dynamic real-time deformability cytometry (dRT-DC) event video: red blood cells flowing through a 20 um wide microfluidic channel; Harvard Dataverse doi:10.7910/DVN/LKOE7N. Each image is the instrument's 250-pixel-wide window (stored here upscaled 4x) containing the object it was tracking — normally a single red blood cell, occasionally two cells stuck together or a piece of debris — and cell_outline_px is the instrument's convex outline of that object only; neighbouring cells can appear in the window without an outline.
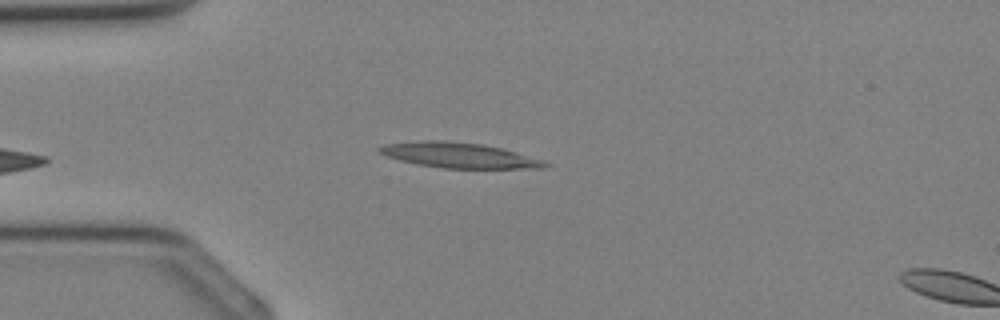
{"species": "Egyptian fruit bat (a non-hibernating species)", "species_latin": "Rousettus aegyptiacus", "temperature_condition": "cold", "stored_images_in_passage": 3, "camera_frame_rate_fps": 3000, "um_per_image_px": 0.085, "animal": {"sex": "female"}, "frame": {"image": 1, "passage_image": 1, "time_ms": 0.0, "image_size_px": [1000, 320], "cell_outline_px": [[552, 164], [544, 168], [440, 168], [416, 164], [400, 160], [388, 156], [380, 152], [376, 148], [384, 144], [420, 140], [444, 140], [480, 144], [504, 148], [544, 160]], "centroid_in_image_um": [39.04, 13.19], "position_along_channel_um": 46.0, "area_um2": 24.51}}